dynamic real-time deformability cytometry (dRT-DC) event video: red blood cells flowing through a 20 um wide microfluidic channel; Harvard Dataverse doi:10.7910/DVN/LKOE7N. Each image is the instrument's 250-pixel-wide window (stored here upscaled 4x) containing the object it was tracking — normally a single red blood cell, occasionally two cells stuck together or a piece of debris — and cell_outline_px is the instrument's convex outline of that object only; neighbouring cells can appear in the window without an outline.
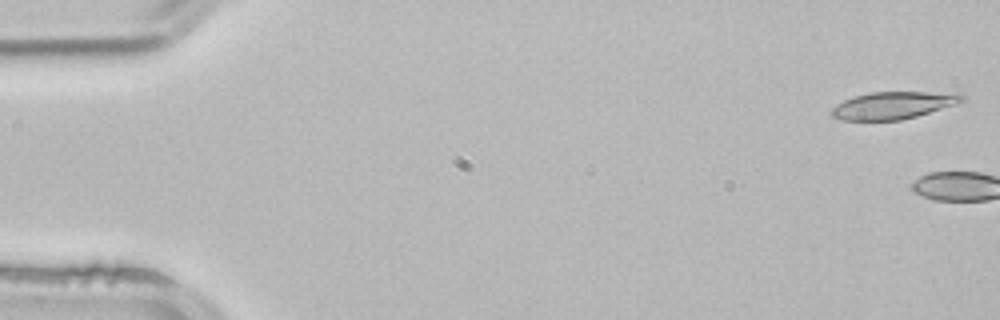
{"species": "common noctule bat (a hibernating species)", "species_latin": "Nyctalus noctula", "temperature_condition": "room temperature", "stored_images_in_passage": 3, "camera_frame_rate_fps": 3000, "um_per_image_px": 0.085, "animal": {"sex": "male", "body_mass_g": 21.5, "forearm_length_mm": 52.0}, "frame": {"image": 1, "passage_image": 1, "time_ms": 0.0, "image_size_px": [1000, 320], "cell_outline_px": [[964, 100], [916, 116], [900, 120], [840, 120], [832, 116], [832, 108], [836, 104], [852, 96], [868, 92], [960, 92], [964, 96]], "centroid_in_image_um": [75.88, 8.93], "position_along_channel_um": 9.1, "area_um2": 20.58}}